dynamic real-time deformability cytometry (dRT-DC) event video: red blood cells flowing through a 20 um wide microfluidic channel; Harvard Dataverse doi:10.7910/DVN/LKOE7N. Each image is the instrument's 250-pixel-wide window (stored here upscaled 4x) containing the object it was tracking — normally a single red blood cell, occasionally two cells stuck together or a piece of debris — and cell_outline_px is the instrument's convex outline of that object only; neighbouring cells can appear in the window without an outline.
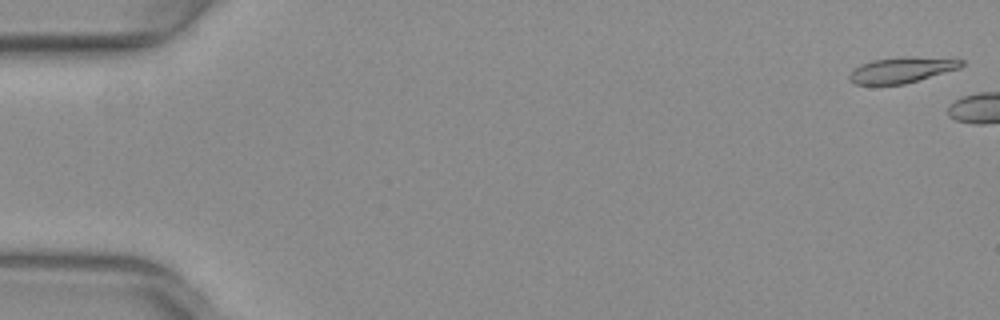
{"species": "common noctule bat (a hibernating species)", "species_latin": "Nyctalus noctula", "temperature_condition": "warm", "stored_images_in_passage": 4, "camera_frame_rate_fps": 3000, "um_per_image_px": 0.085, "animal": {"sex": "female", "body_mass_g": 29.2, "forearm_length_mm": 56.3}, "frame": {"image": 1, "passage_image": 1, "time_ms": 0.0, "image_size_px": [1000, 320], "cell_outline_px": [[964, 64], [960, 68], [904, 84], [856, 84], [848, 80], [848, 76], [860, 64], [872, 60], [900, 56], [904, 56], [964, 60]], "centroid_in_image_um": [76.63, 5.94], "position_along_channel_um": 8.4, "area_um2": 16.59}}